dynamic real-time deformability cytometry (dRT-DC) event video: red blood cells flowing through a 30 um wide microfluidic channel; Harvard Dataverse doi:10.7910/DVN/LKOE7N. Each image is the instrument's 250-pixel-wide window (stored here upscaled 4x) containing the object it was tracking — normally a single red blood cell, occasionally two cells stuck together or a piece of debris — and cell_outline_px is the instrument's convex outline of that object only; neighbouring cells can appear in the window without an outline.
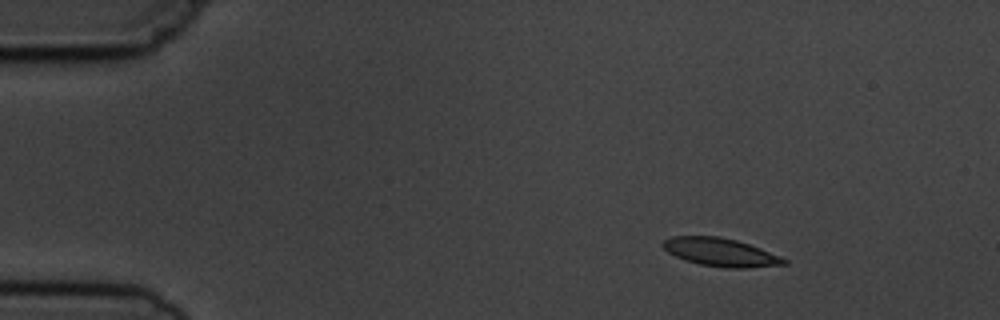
{"species": "common noctule bat (a hibernating species)", "species_latin": "Nyctalus noctula", "temperature_condition": "cold", "stored_images_in_passage": 3, "camera_frame_rate_fps": 3000, "um_per_image_px": 0.085, "animal": {"sex": "male", "body_mass_g": 19.5, "forearm_length_mm": 54.6}, "frame": {"image": 1, "passage_image": 1, "time_ms": 0.0, "image_size_px": [1000, 320], "cell_outline_px": [[788, 264], [744, 268], [724, 268], [700, 264], [684, 260], [668, 252], [660, 244], [664, 240], [672, 236], [720, 236], [736, 240], [760, 248], [780, 256], [788, 260]], "centroid_in_image_um": [61.24, 21.44], "position_along_channel_um": 23.8, "area_um2": 19.88}}